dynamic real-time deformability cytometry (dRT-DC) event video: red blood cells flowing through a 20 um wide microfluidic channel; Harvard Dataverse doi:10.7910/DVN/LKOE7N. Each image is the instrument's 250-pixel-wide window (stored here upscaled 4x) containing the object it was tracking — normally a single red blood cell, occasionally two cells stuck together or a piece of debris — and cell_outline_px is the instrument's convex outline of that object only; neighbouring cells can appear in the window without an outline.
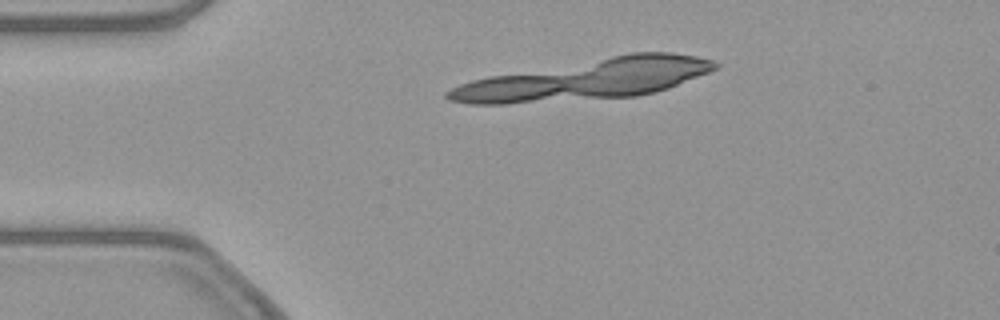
{"species": "common noctule bat (a hibernating species)", "species_latin": "Nyctalus noctula", "temperature_condition": "warm", "stored_images_in_passage": 4, "camera_frame_rate_fps": 3000, "um_per_image_px": 0.085, "animal": {"sex": "female", "body_mass_g": 21.9}, "frame": {"image": 1, "passage_image": 3, "time_ms": 0.667, "image_size_px": [1000, 320], "cell_outline_px": [[196, 276], [20, 260], [24, 256], [60, 256], [176, 260], [188, 264], [196, 272]], "centroid_in_image_um": [10.26, 22.43], "position_along_channel_um": 74.7, "area_um2": 12.31}}